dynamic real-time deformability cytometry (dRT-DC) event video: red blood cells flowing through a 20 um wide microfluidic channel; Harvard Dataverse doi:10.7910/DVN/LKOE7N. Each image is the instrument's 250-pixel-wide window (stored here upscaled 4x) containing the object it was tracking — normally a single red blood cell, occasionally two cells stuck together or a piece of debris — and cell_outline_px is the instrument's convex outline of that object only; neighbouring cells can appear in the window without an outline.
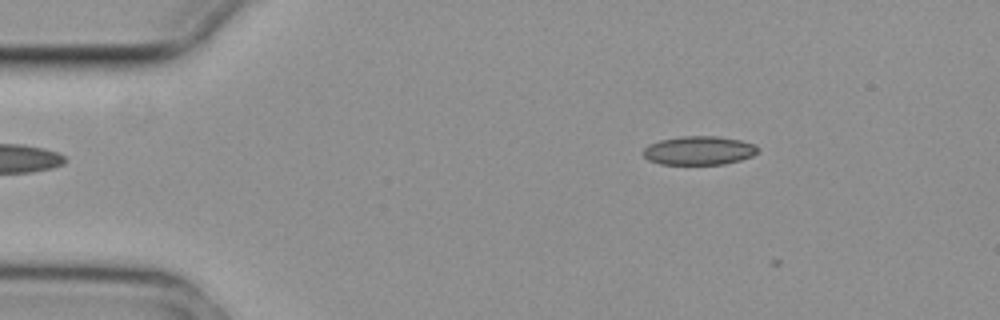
{"species": "common noctule bat (a hibernating species)", "species_latin": "Nyctalus noctula", "temperature_condition": "cold", "stored_images_in_passage": 5, "segment_of_instrument_passage": [1, 2], "camera_frame_rate_fps": 3000, "um_per_image_px": 0.085, "animal": {"sex": "female", "body_mass_g": 29.2, "forearm_length_mm": 56.3}, "frame": {"image": 1, "passage_image": 1, "time_ms": 0.0, "image_size_px": [1000, 320], "cell_outline_px": [[760, 148], [752, 156], [740, 160], [724, 164], [660, 164], [648, 160], [644, 156], [644, 148], [648, 144], [660, 140], [680, 136], [716, 136], [740, 140], [756, 144]], "centroid_in_image_um": [59.42, 12.79], "position_along_channel_um": 25.6, "area_um2": 19.25}}